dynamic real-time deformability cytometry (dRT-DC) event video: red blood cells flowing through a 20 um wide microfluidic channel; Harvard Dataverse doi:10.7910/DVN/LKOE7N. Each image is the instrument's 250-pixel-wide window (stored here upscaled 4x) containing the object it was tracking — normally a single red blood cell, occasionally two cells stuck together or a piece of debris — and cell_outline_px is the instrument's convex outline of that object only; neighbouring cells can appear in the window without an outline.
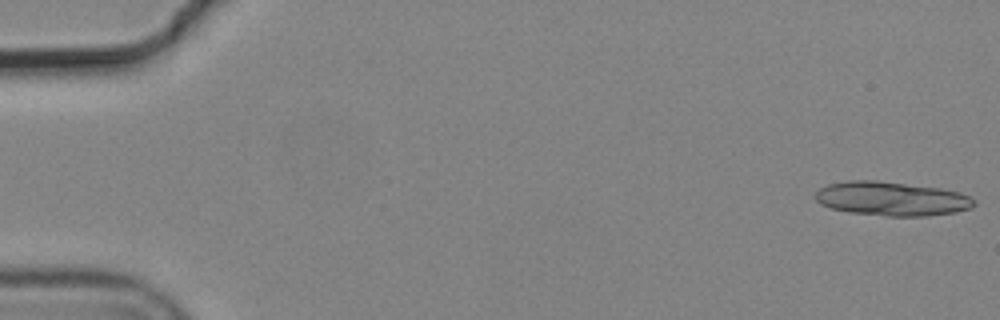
{"species": "common noctule bat (a hibernating species)", "species_latin": "Nyctalus noctula", "temperature_condition": "cold", "stored_images_in_passage": 6, "segment_of_instrument_passage": [1, 2], "camera_frame_rate_fps": 3000, "um_per_image_px": 0.085, "animal": {"sex": "male", "body_mass_g": 19.2, "forearm_length_mm": 51.8}, "frame": {"image": 1, "passage_image": 1, "time_ms": 0.0, "image_size_px": [1000, 320], "cell_outline_px": [[976, 204], [972, 208], [956, 212], [928, 216], [888, 216], [848, 212], [832, 208], [820, 204], [816, 200], [816, 192], [820, 188], [828, 184], [848, 180], [876, 180], [940, 188], [960, 192], [972, 196], [976, 200]], "centroid_in_image_um": [75.84, 16.89], "position_along_channel_um": 9.2, "area_um2": 31.73}}